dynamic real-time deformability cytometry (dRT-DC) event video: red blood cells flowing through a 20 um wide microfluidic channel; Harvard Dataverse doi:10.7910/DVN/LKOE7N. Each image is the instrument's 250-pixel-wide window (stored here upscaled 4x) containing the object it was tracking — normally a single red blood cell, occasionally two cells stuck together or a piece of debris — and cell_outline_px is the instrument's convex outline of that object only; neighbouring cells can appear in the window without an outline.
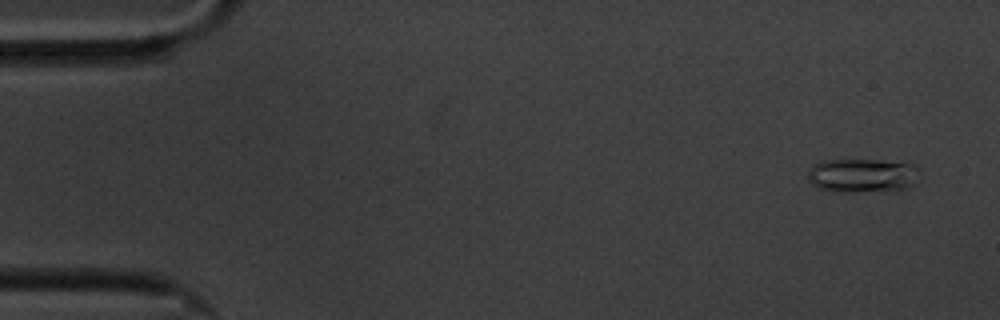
{"species": "common noctule bat (a hibernating species)", "species_latin": "Nyctalus noctula", "temperature_condition": "cold", "stored_images_in_passage": 57, "camera_frame_rate_fps": 3000, "um_per_image_px": 0.085, "animal": {"sex": "male", "body_mass_g": 20.1, "forearm_length_mm": 53.5}, "frame": {"image": 1, "passage_image": 1, "time_ms": 0.0, "image_size_px": [1000, 320], "cell_outline_px": [[916, 184], [912, 188], [852, 192], [840, 192], [820, 188], [812, 184], [808, 180], [808, 172], [812, 164], [820, 160], [908, 160], [916, 168]], "centroid_in_image_um": [73.32, 14.89], "position_along_channel_um": 11.7, "area_um2": 22.43}}
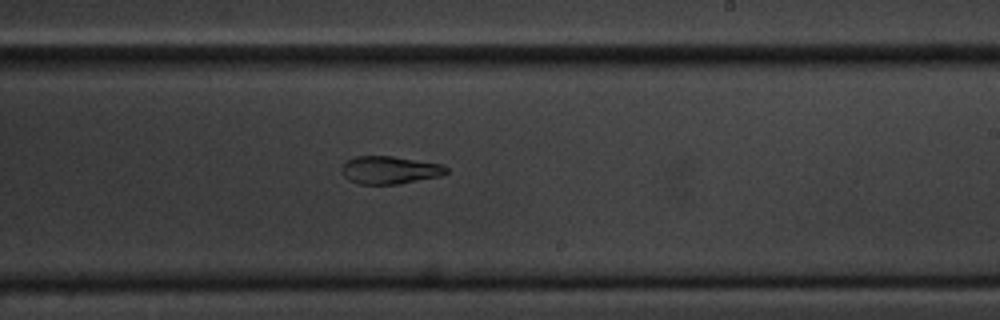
{"frame": {"image": 2, "passage_image": 33, "time_ms": 10.667, "image_size_px": [1000, 320], "cell_outline_px": [[448, 172], [440, 176], [396, 184], [360, 184], [348, 180], [344, 176], [344, 164], [348, 160], [356, 156], [392, 156], [444, 164], [448, 168]], "centroid_in_image_um": [33.18, 14.45], "position_along_channel_um": 255.8, "area_um2": 16.76}}
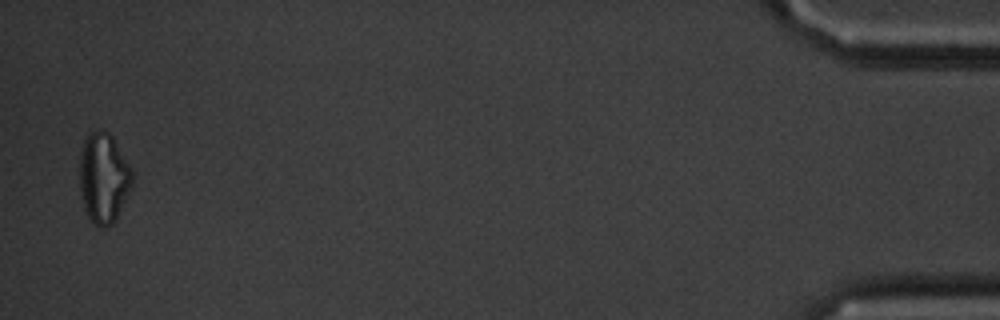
{"frame": {"image": 3, "passage_image": 56, "time_ms": 18.333, "image_size_px": [1000, 320], "cell_outline_px": [[132, 188], [116, 220], [112, 224], [104, 228], [100, 228], [88, 216], [84, 208], [80, 196], [80, 148], [84, 136], [100, 128], [108, 132], [112, 136], [132, 168]], "centroid_in_image_um": [8.8, 15.11], "position_along_channel_um": 426.4, "area_um2": 28.15}, "authors_computed_cell_mechanics": {"area_um2": 17.918, "velocity_mm_per_s": 3.3707, "shape_relaxation_time_tau1_ms": 10.0621, "shape_relaxation_time_tau2_ms": 10.6422, "deformation_change_tau1": 0.2209, "deformation_change_tau2": 0.2032}}